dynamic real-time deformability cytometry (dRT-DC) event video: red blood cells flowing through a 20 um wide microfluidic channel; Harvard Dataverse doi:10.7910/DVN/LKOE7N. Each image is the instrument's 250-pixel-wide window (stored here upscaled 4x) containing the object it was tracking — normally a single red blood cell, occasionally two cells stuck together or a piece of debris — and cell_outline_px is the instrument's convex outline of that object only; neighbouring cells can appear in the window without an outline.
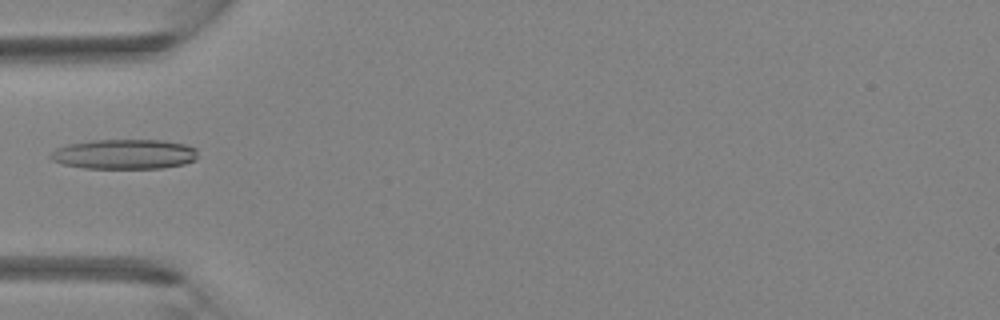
{"species": "Egyptian fruit bat (a non-hibernating species)", "species_latin": "Rousettus aegyptiacus", "temperature_condition": "room temperature", "stored_images_in_passage": 5, "camera_frame_rate_fps": 3000, "um_per_image_px": 0.085, "animal": {"sex": "female"}, "frame": {"image": 1, "passage_image": 5, "time_ms": 1.333, "image_size_px": [1000, 320], "cell_outline_px": [[196, 160], [184, 164], [164, 168], [84, 168], [64, 164], [52, 160], [48, 156], [56, 148], [68, 144], [92, 140], [160, 140], [184, 144], [196, 148]], "centroid_in_image_um": [10.57, 13.1], "position_along_channel_um": 74.4, "area_um2": 25.61}}